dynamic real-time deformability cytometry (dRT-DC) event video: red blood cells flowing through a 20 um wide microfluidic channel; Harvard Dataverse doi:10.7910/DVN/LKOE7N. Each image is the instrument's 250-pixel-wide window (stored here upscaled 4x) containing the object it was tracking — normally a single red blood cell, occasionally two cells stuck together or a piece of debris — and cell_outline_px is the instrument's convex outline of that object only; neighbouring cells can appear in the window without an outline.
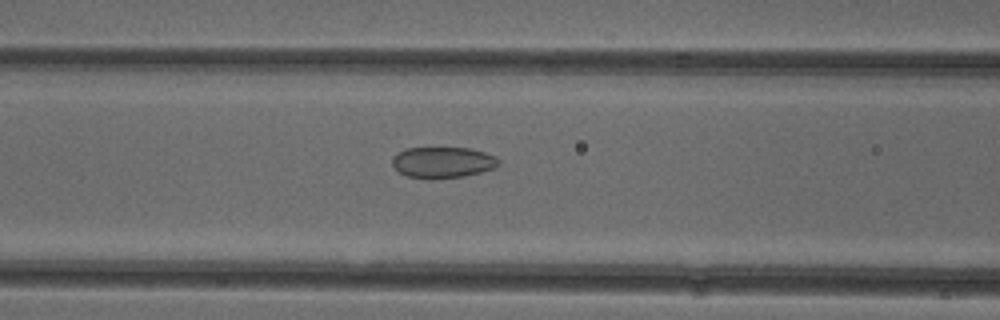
{"species": "common noctule bat (a hibernating species)", "species_latin": "Nyctalus noctula", "temperature_condition": "cold", "stored_images_in_passage": 51, "camera_frame_rate_fps": 3000, "um_per_image_px": 0.085, "animal": {"sex": "female"}, "frame": {"image": 1, "passage_image": 21, "time_ms": 6.667, "image_size_px": [1000, 320], "cell_outline_px": [[500, 164], [496, 168], [464, 176], [408, 176], [400, 172], [392, 164], [392, 156], [396, 152], [408, 148], [468, 148], [484, 152], [496, 156], [500, 160]], "centroid_in_image_um": [37.67, 13.75], "position_along_channel_um": 128.9, "area_um2": 18.67}}
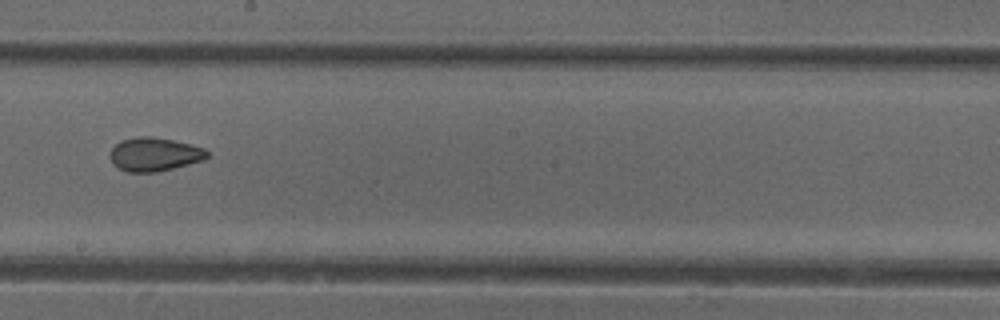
{"frame": {"image": 2, "passage_image": 29, "time_ms": 9.333, "image_size_px": [1000, 320], "cell_outline_px": [[208, 156], [200, 160], [188, 164], [156, 172], [128, 172], [116, 168], [112, 164], [108, 156], [108, 152], [120, 140], [140, 136], [152, 136], [172, 140], [204, 148], [208, 152]], "centroid_in_image_um": [13.03, 13.12], "position_along_channel_um": 235.2, "area_um2": 19.02}}
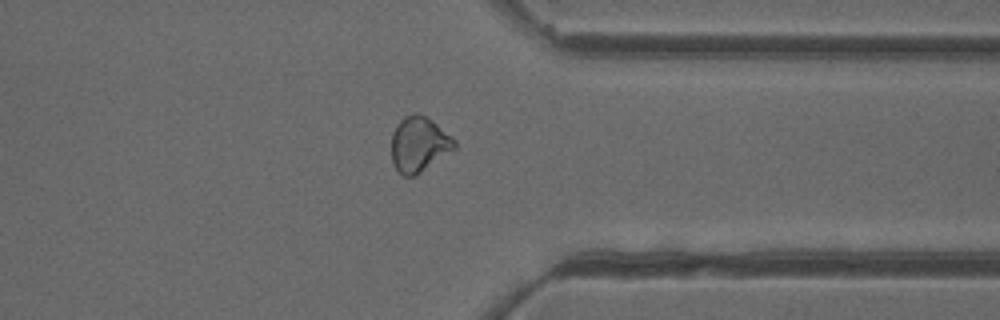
{"frame": {"image": 3, "passage_image": 40, "time_ms": 13.0, "image_size_px": [1000, 320], "cell_outline_px": [[456, 148], [416, 176], [404, 176], [392, 164], [392, 132], [396, 124], [404, 116], [416, 112], [432, 120], [456, 140]], "centroid_in_image_um": [35.61, 12.26], "position_along_channel_um": 375.8, "area_um2": 20.35}, "authors_computed_cell_mechanics": {"area_um2": 21.0392, "velocity_mm_per_s": 3.9815, "shape_relaxation_time_tau1_ms": 10.9537, "shape_relaxation_time_tau2_ms": 2.0799, "deformation_change_tau1": 0.1358, "deformation_change_tau2": 0.0725}}